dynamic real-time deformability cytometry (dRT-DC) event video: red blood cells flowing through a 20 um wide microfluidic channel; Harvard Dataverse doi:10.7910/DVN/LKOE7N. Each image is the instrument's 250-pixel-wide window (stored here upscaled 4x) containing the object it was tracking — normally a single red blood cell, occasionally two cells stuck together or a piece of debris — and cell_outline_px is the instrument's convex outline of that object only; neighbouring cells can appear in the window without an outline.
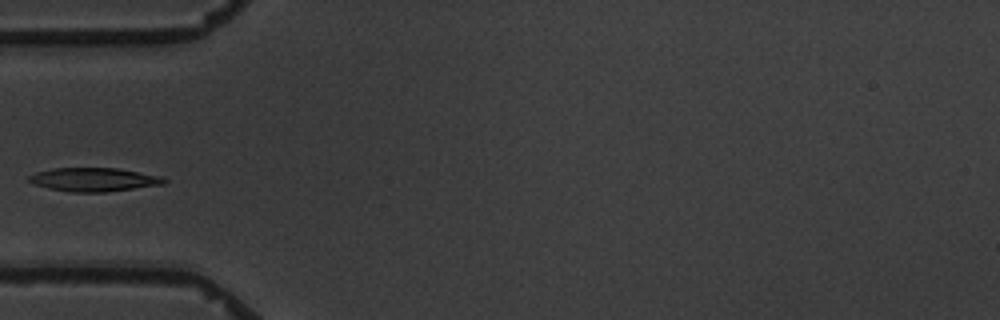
{"species": "common noctule bat (a hibernating species)", "species_latin": "Nyctalus noctula", "temperature_condition": "warm", "stored_images_in_passage": 4, "camera_frame_rate_fps": 3000, "um_per_image_px": 0.085, "animal": {"sex": "male", "body_mass_g": 19.5, "forearm_length_mm": 54.6}, "frame": {"image": 1, "passage_image": 4, "time_ms": 3.667, "image_size_px": [1000, 320], "cell_outline_px": [[168, 180], [164, 184], [104, 192], [72, 192], [48, 188], [36, 184], [28, 180], [28, 176], [36, 172], [52, 168], [116, 168], [160, 176]], "centroid_in_image_um": [7.96, 15.26], "position_along_channel_um": 77.0, "area_um2": 18.38}}